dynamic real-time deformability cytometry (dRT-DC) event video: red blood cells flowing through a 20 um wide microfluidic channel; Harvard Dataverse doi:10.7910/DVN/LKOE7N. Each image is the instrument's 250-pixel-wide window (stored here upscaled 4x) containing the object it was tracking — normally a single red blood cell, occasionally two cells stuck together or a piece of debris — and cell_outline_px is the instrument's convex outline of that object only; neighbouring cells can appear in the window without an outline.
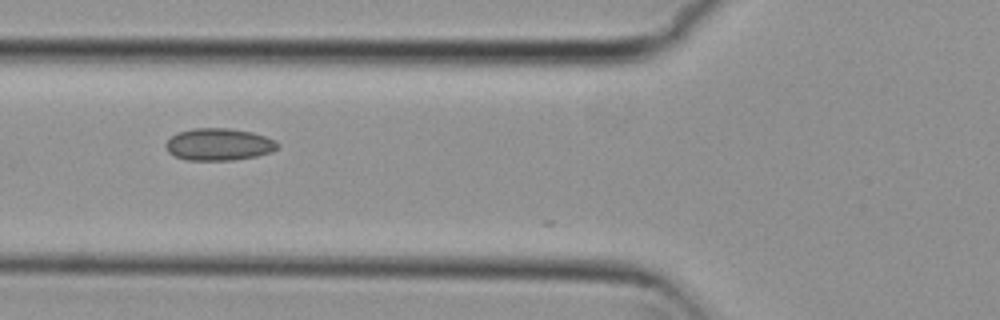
{"species": "common noctule bat (a hibernating species)", "species_latin": "Nyctalus noctula", "temperature_condition": "cold", "stored_images_in_passage": 6, "camera_frame_rate_fps": 3000, "um_per_image_px": 0.085, "animal": {"sex": "female", "body_mass_g": 29.2, "forearm_length_mm": 56.3}, "frame": {"image": 1, "passage_image": 4, "time_ms": 1.0, "image_size_px": [1000, 320], "cell_outline_px": [[280, 148], [272, 152], [256, 156], [232, 160], [188, 160], [176, 156], [168, 152], [164, 148], [164, 144], [172, 136], [180, 132], [192, 128], [228, 128], [252, 132], [276, 140], [280, 144]], "centroid_in_image_um": [18.63, 12.27], "position_along_channel_um": 107.2, "area_um2": 21.04}}
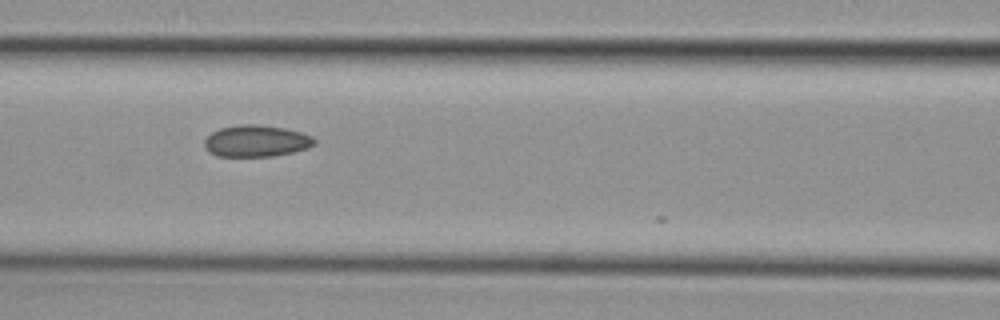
{"frame": {"image": 2, "passage_image": 5, "time_ms": 1.333, "image_size_px": [1000, 320], "cell_outline_px": [[316, 144], [308, 148], [292, 152], [272, 156], [216, 156], [208, 152], [204, 148], [204, 140], [212, 132], [220, 128], [240, 124], [256, 124], [284, 128], [300, 132], [312, 136], [316, 140]], "centroid_in_image_um": [21.76, 11.98], "position_along_channel_um": 144.8, "area_um2": 20.35}}